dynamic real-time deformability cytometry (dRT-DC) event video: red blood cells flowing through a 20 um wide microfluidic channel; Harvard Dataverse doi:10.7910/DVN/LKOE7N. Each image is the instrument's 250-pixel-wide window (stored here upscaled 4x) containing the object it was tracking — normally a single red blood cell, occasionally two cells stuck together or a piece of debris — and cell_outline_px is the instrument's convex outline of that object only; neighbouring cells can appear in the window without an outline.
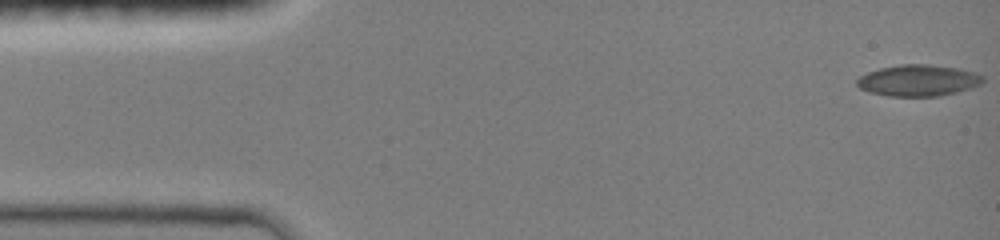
{"species": "common noctule bat (a hibernating species)", "species_latin": "Nyctalus noctula", "temperature_condition": "room temperature", "stored_images_in_passage": 47, "camera_frame_rate_fps": 3000, "um_per_image_px": 0.085, "animal": {"sex": "female", "body_mass_g": 19.0, "forearm_length_mm": 51.5}, "frame": {"image": 1, "passage_image": 1, "time_ms": 0.0, "image_size_px": [1000, 240], "cell_outline_px": [[984, 80], [980, 84], [972, 88], [956, 92], [936, 96], [888, 96], [868, 92], [860, 88], [856, 84], [856, 80], [860, 76], [868, 72], [880, 68], [900, 64], [928, 64], [956, 68], [976, 72], [984, 76]], "centroid_in_image_um": [78.05, 6.83], "position_along_channel_um": 7.0, "area_um2": 23.06}}
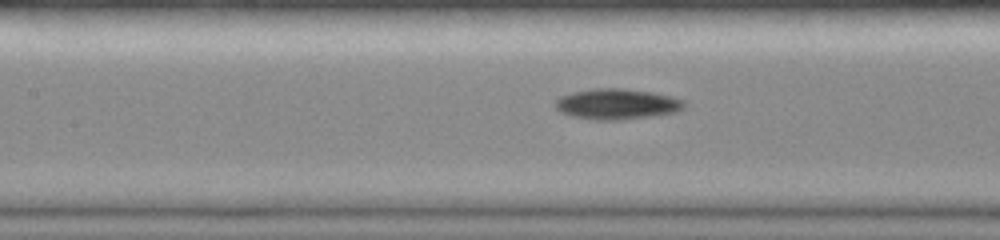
{"frame": {"image": 2, "passage_image": 21, "time_ms": 6.667, "image_size_px": [1000, 240], "cell_outline_px": [[684, 108], [676, 112], [620, 120], [592, 120], [572, 116], [560, 112], [556, 108], [556, 100], [560, 96], [572, 92], [596, 88], [620, 88], [652, 92], [672, 96], [684, 100]], "centroid_in_image_um": [52.42, 8.84], "position_along_channel_um": 155.0, "area_um2": 22.95}}
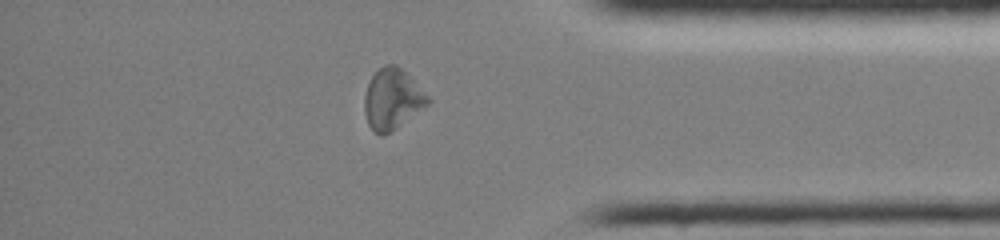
{"frame": {"image": 3, "passage_image": 40, "time_ms": 13.0, "image_size_px": [1000, 240], "cell_outline_px": [[432, 100], [428, 104], [396, 128], [384, 136], [380, 136], [368, 124], [364, 112], [364, 96], [368, 84], [372, 76], [384, 64], [396, 64]], "centroid_in_image_um": [33.32, 8.44], "position_along_channel_um": 401.9, "area_um2": 21.96}, "authors_computed_cell_mechanics": {"area_um2": 21.964, "velocity_mm_per_s": 4.039, "shape_relaxation_time_tau1_ms": 3.0852, "shape_relaxation_time_tau2_ms": 4.5875, "deformation_change_tau1": 0.1254, "deformation_change_tau2": 0.1418}}